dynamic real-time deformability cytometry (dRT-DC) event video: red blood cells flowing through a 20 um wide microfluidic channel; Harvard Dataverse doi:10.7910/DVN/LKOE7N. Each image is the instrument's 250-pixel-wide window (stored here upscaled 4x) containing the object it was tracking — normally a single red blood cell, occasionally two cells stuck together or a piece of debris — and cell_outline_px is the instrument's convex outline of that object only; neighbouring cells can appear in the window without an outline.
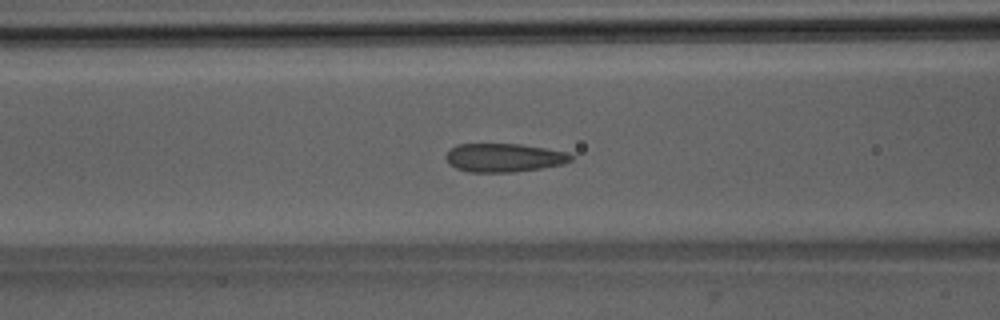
{"species": "Egyptian fruit bat (a non-hibernating species)", "species_latin": "Rousettus aegyptiacus", "temperature_condition": "room temperature", "stored_images_in_passage": 46, "camera_frame_rate_fps": 3000, "um_per_image_px": 0.085, "animal": {"sex": "male"}, "frame": {"image": 1, "passage_image": 16, "time_ms": 5.0, "image_size_px": [1000, 320], "cell_outline_px": [[572, 160], [564, 164], [540, 168], [512, 172], [468, 172], [456, 168], [444, 156], [456, 144], [520, 144], [568, 152], [572, 156]], "centroid_in_image_um": [42.85, 13.4], "position_along_channel_um": 123.7, "area_um2": 20.63}}
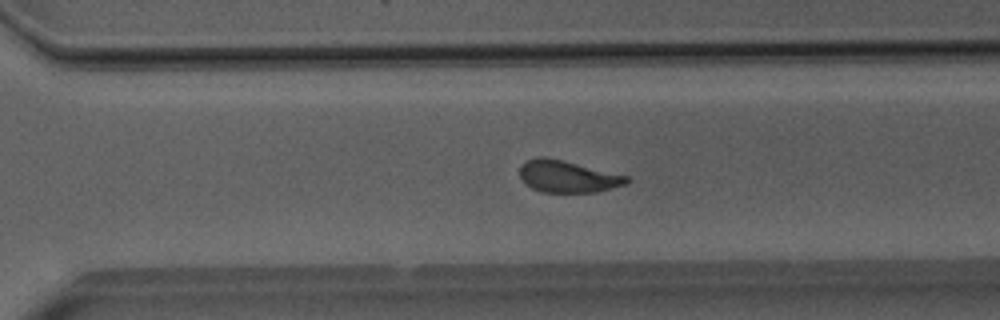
{"frame": {"image": 2, "passage_image": 31, "time_ms": 10.0, "image_size_px": [1000, 320], "cell_outline_px": [[632, 180], [624, 184], [596, 192], [544, 192], [532, 188], [524, 184], [520, 176], [520, 164], [536, 156], [540, 156], [564, 160], [628, 176]], "centroid_in_image_um": [48.22, 14.99], "position_along_channel_um": 322.4, "area_um2": 19.88}}
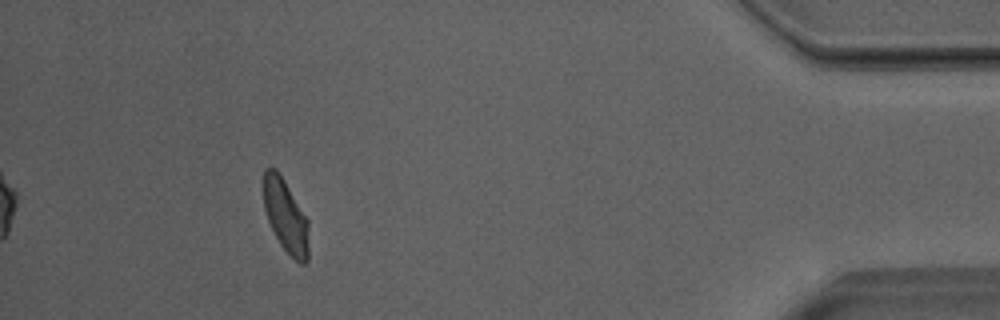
{"frame": {"image": 3, "passage_image": 42, "time_ms": 13.667, "image_size_px": [1000, 320], "cell_outline_px": [[308, 260], [304, 264], [300, 264], [280, 244], [268, 220], [264, 208], [264, 168], [276, 168], [284, 180], [308, 220]], "centroid_in_image_um": [24.29, 18.36], "position_along_channel_um": 410.9, "area_um2": 18.9}, "authors_computed_cell_mechanics": {"area_um2": 20.7791, "velocity_mm_per_s": 3.9874, "shape_relaxation_time_tau1_ms": 5.7651, "shape_relaxation_time_tau2_ms": 0.6597, "deformation_change_tau1": 0.1404, "deformation_change_tau2": 0.0533}}